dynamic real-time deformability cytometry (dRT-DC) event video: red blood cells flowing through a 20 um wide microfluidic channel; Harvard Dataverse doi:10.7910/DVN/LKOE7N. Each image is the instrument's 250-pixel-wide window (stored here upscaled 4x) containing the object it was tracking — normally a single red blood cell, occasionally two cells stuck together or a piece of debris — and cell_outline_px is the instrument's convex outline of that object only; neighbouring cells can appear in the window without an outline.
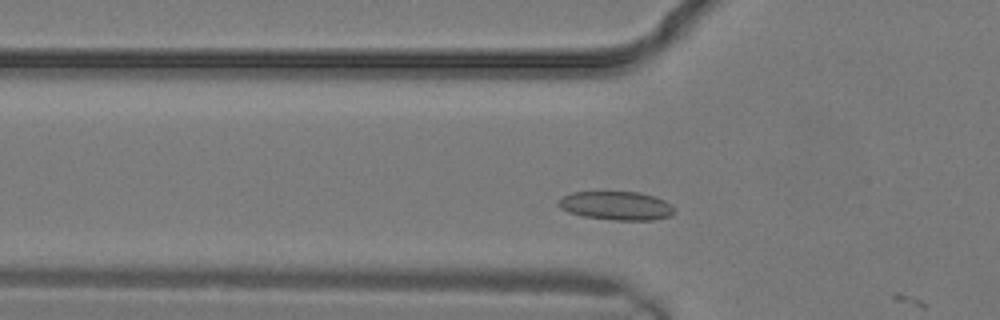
{"species": "common noctule bat (a hibernating species)", "species_latin": "Nyctalus noctula", "temperature_condition": "warm", "stored_images_in_passage": 4, "camera_frame_rate_fps": 3000, "um_per_image_px": 0.085, "animal": {"sex": "male", "body_mass_g": 19.2, "forearm_length_mm": 51.8}, "frame": {"image": 1, "passage_image": 4, "time_ms": 1.0, "image_size_px": [1000, 320], "cell_outline_px": [[672, 212], [668, 216], [652, 220], [616, 220], [584, 216], [568, 212], [560, 208], [556, 204], [564, 196], [572, 192], [640, 192], [656, 196], [664, 200], [672, 208]], "centroid_in_image_um": [52.35, 17.47], "position_along_channel_um": 73.5, "area_um2": 19.07}}